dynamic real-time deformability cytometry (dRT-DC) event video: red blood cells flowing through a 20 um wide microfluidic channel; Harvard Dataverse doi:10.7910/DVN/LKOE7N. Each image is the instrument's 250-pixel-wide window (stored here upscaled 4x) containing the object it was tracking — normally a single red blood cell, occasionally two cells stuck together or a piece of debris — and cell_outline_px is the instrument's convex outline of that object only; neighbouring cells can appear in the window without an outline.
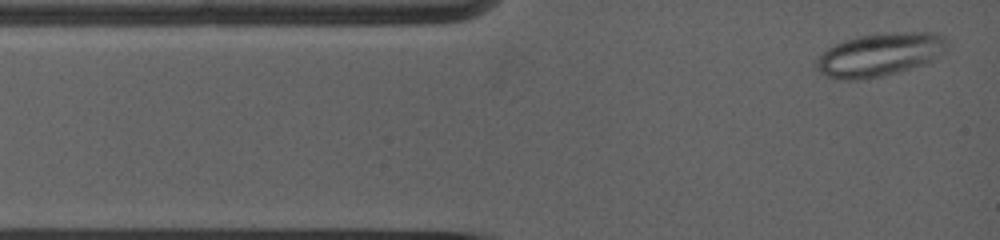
{"species": "common noctule bat (a hibernating species)", "species_latin": "Nyctalus noctula", "temperature_condition": "warm", "stored_images_in_passage": 28, "camera_frame_rate_fps": 5000, "um_per_image_px": 0.085, "animal": {"sex": "female", "body_mass_g": 19.0, "forearm_length_mm": 53.3}, "frame": {"image": 1, "passage_image": 1, "time_ms": 0.0, "image_size_px": [1000, 240], "cell_outline_px": [[948, 48], [944, 52], [932, 60], [924, 64], [896, 72], [880, 76], [860, 80], [836, 80], [820, 72], [816, 68], [816, 60], [828, 48], [844, 40], [860, 36], [892, 32], [936, 32], [944, 36], [948, 40]], "centroid_in_image_um": [74.81, 4.64], "position_along_channel_um": 10.2, "area_um2": 32.89}}
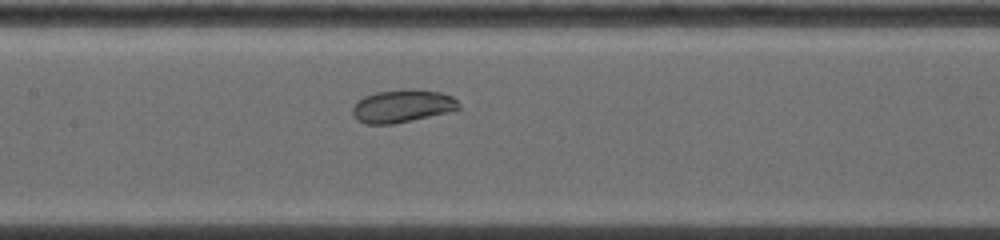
{"frame": {"image": 2, "passage_image": 13, "time_ms": 5.2, "image_size_px": [1000, 240], "cell_outline_px": [[460, 108], [412, 120], [392, 124], [364, 124], [356, 120], [352, 112], [352, 108], [364, 96], [376, 92], [404, 88], [412, 88], [440, 92], [452, 96], [460, 104]], "centroid_in_image_um": [34.16, 9.0], "position_along_channel_um": 173.2, "area_um2": 20.23}}
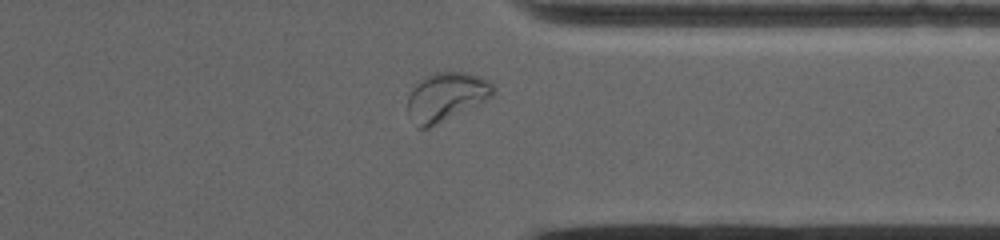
{"frame": {"image": 3, "passage_image": 25, "time_ms": 10.4, "image_size_px": [1000, 240], "cell_outline_px": [[496, 92], [492, 96], [480, 104], [428, 128], [416, 128], [408, 112], [408, 96], [412, 88], [416, 84], [428, 76], [436, 72], [468, 72], [480, 76], [488, 80], [496, 88]], "centroid_in_image_um": [37.95, 8.22], "position_along_channel_um": 373.4, "area_um2": 24.22}, "authors_computed_cell_mechanics": {"area_um2": 22.7443, "velocity_mm_per_s": 3.8929, "shape_relaxation_time_tau1_ms": 8.7747, "shape_relaxation_time_tau2_ms": 1.2844, "deformation_change_tau1": 0.085, "deformation_change_tau2": 0.0499}}